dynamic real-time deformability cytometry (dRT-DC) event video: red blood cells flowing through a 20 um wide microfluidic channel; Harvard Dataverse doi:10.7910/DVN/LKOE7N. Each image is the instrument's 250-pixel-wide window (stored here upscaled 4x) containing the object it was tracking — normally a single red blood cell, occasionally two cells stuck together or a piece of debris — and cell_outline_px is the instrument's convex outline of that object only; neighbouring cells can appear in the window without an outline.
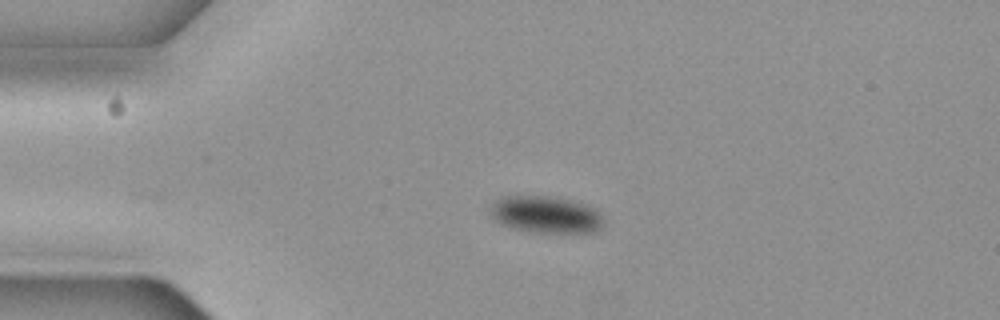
{"species": "common noctule bat (a hibernating species)", "species_latin": "Nyctalus noctula", "temperature_condition": "cold", "stored_images_in_passage": 43, "camera_frame_rate_fps": 3000, "um_per_image_px": 0.085, "animal": {"sex": "female", "body_mass_g": 19.3, "forearm_length_mm": 54.1}, "frame": {"image": 1, "passage_image": 1, "time_ms": 0.0, "image_size_px": [1000, 320], "cell_outline_px": [[604, 224], [596, 232], [528, 232], [512, 228], [500, 224], [492, 216], [492, 204], [500, 196], [548, 196], [572, 200], [588, 204], [600, 212], [604, 216]], "centroid_in_image_um": [46.44, 18.24], "position_along_channel_um": 38.6, "area_um2": 24.62}}
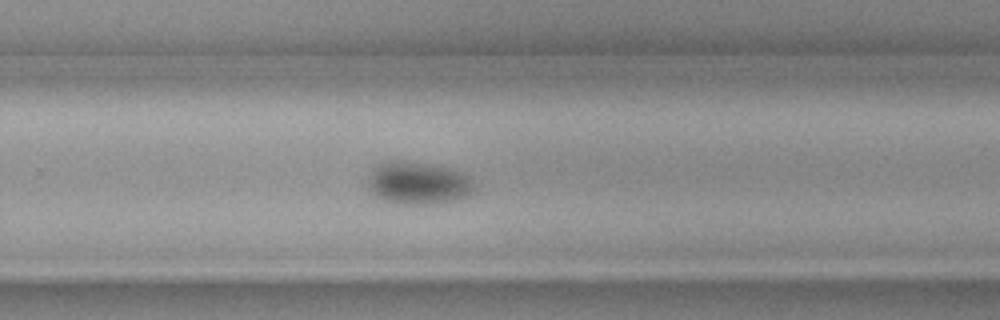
{"frame": {"image": 2, "passage_image": 25, "time_ms": 8.0, "image_size_px": [1000, 320], "cell_outline_px": [[476, 192], [460, 200], [440, 204], [392, 204], [380, 200], [372, 196], [368, 192], [368, 176], [372, 168], [376, 164], [384, 160], [404, 160], [448, 168], [464, 172], [476, 184]], "centroid_in_image_um": [35.52, 15.59], "position_along_channel_um": 294.3, "area_um2": 27.69}}
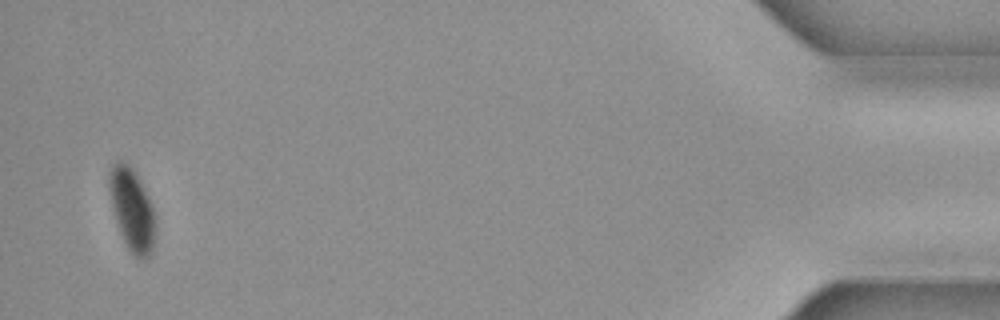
{"frame": {"image": 3, "passage_image": 43, "time_ms": 14.0, "image_size_px": [1000, 320], "cell_outline_px": [[156, 232], [152, 248], [148, 256], [144, 260], [140, 260], [124, 244], [116, 220], [108, 188], [108, 172], [112, 164], [116, 160], [120, 160], [128, 164], [132, 168], [140, 180], [152, 204], [156, 216]], "centroid_in_image_um": [11.23, 17.8], "position_along_channel_um": 424.0, "area_um2": 22.43}}